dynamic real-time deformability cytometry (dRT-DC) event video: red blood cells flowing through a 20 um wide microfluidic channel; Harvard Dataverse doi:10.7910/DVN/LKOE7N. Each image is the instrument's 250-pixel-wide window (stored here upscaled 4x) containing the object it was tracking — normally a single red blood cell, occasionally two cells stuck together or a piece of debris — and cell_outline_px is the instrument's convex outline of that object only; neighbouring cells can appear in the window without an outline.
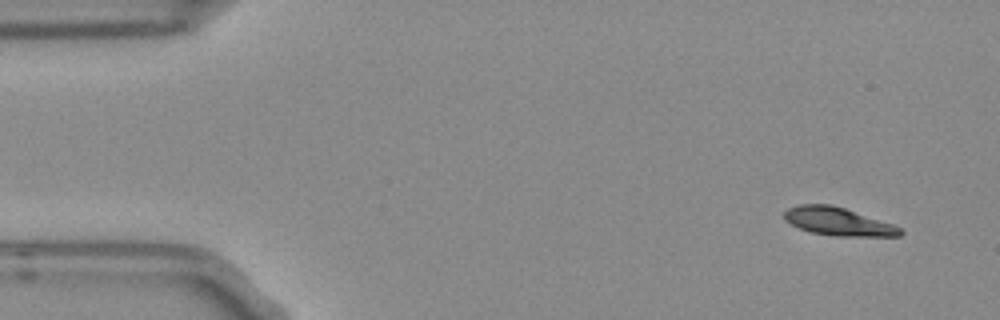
{"species": "Egyptian fruit bat (a non-hibernating species)", "species_latin": "Rousettus aegyptiacus", "temperature_condition": "room temperature", "stored_images_in_passage": 4, "camera_frame_rate_fps": 3000, "um_per_image_px": 0.085, "frame": {"image": 1, "passage_image": 1, "time_ms": 0.0, "image_size_px": [1000, 320], "cell_outline_px": [[904, 232], [900, 236], [836, 236], [812, 232], [800, 228], [784, 220], [784, 212], [788, 208], [800, 204], [832, 204], [892, 224], [900, 228]], "centroid_in_image_um": [71.22, 18.83], "position_along_channel_um": 13.8, "area_um2": 18.73}}
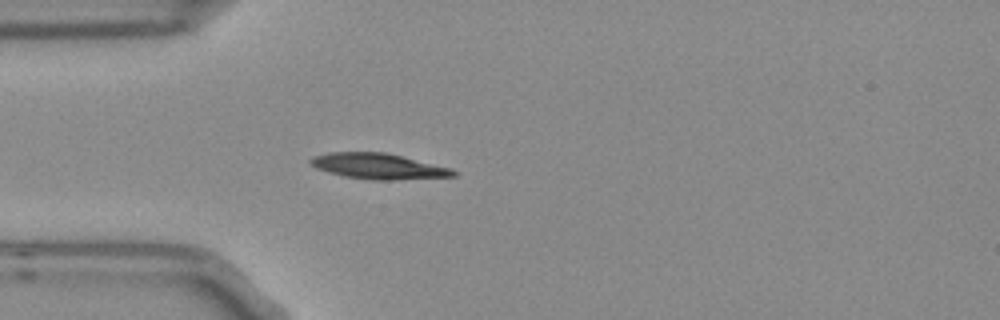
{"frame": {"image": 2, "passage_image": 4, "time_ms": 1.0, "image_size_px": [1000, 320], "cell_outline_px": [[460, 172], [456, 176], [392, 180], [376, 180], [344, 176], [328, 172], [316, 168], [308, 160], [312, 156], [328, 152], [384, 152], [452, 168]], "centroid_in_image_um": [32.18, 14.13], "position_along_channel_um": 52.8, "area_um2": 21.33}}